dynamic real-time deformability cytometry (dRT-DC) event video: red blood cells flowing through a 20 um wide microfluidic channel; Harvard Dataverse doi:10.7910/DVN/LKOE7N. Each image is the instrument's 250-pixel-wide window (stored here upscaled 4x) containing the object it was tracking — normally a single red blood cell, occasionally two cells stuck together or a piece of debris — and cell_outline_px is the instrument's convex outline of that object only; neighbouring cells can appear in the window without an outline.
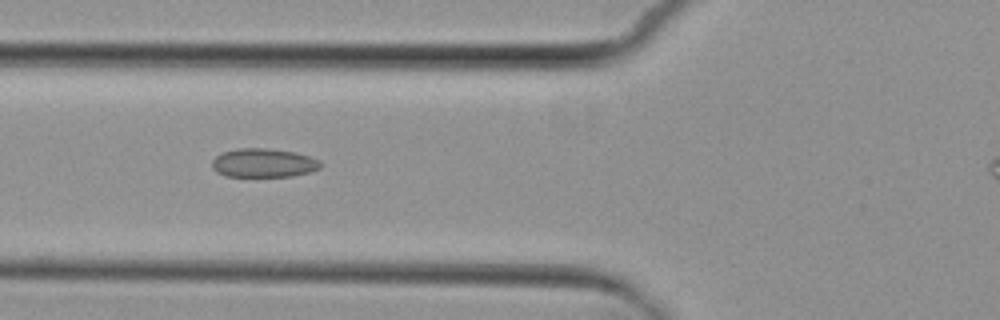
{"species": "common noctule bat (a hibernating species)", "species_latin": "Nyctalus noctula", "temperature_condition": "cold", "stored_images_in_passage": 8, "camera_frame_rate_fps": 3000, "um_per_image_px": 0.085, "animal": {"sex": "female", "body_mass_g": 29.2, "forearm_length_mm": 56.3}, "frame": {"image": 1, "passage_image": 6, "time_ms": 5.667, "image_size_px": [1000, 320], "cell_outline_px": [[320, 168], [308, 172], [292, 176], [224, 176], [216, 172], [212, 168], [212, 160], [216, 156], [224, 152], [236, 148], [268, 148], [296, 152], [320, 160]], "centroid_in_image_um": [22.37, 13.84], "position_along_channel_um": 103.4, "area_um2": 18.21}}
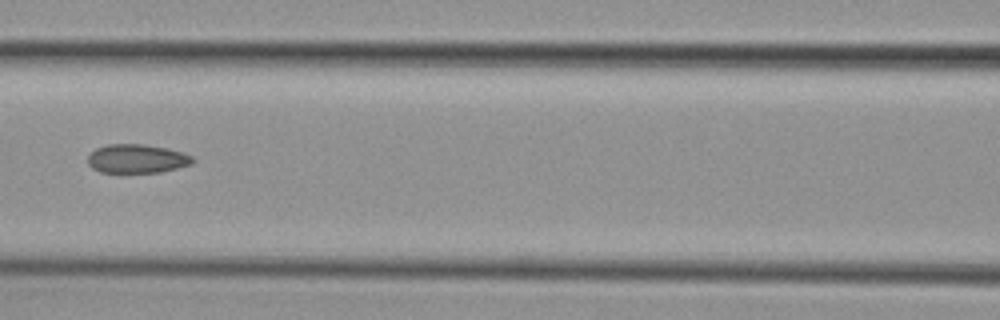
{"frame": {"image": 2, "passage_image": 7, "time_ms": 7.0, "image_size_px": [1000, 320], "cell_outline_px": [[196, 160], [192, 164], [160, 172], [100, 172], [92, 168], [88, 164], [88, 156], [96, 148], [108, 144], [144, 144], [168, 148], [184, 152], [192, 156]], "centroid_in_image_um": [11.66, 13.48], "position_along_channel_um": 154.9, "area_um2": 17.69}}
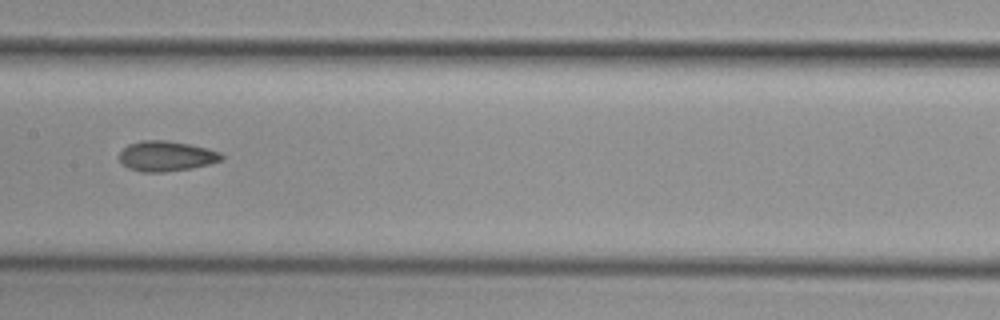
{"frame": {"image": 3, "passage_image": 8, "time_ms": 8.0, "image_size_px": [1000, 320], "cell_outline_px": [[224, 160], [192, 168], [164, 172], [140, 172], [128, 168], [120, 160], [120, 152], [128, 144], [140, 140], [168, 140], [208, 148], [220, 152], [224, 156]], "centroid_in_image_um": [14.15, 13.26], "position_along_channel_um": 193.3, "area_um2": 18.09}}